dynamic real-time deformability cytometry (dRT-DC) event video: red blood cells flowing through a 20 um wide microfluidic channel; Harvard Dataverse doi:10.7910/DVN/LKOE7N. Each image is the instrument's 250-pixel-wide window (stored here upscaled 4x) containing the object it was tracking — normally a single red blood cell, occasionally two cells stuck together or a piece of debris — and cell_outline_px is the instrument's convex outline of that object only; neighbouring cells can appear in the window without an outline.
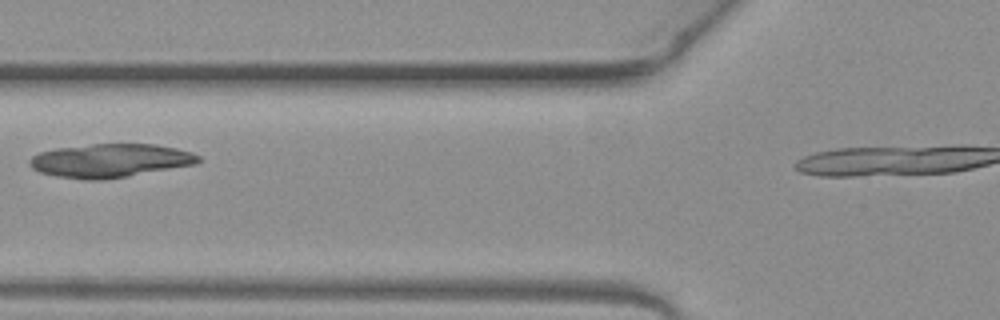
{"species": "common noctule bat (a hibernating species)", "species_latin": "Nyctalus noctula", "temperature_condition": "warm", "stored_images_in_passage": 6, "camera_frame_rate_fps": 3000, "um_per_image_px": 0.085, "animal": {"sex": "female", "body_mass_g": 19.3, "forearm_length_mm": 54.1}, "frame": {"image": 1, "passage_image": 3, "time_ms": 0.667, "image_size_px": [1000, 320], "cell_outline_px": [[200, 160], [196, 164], [128, 176], [100, 180], [84, 180], [56, 176], [40, 172], [32, 168], [28, 164], [28, 160], [32, 156], [40, 152], [56, 148], [92, 144], [156, 144], [176, 148], [192, 152], [200, 156]], "centroid_in_image_um": [9.35, 13.65], "position_along_channel_um": 116.5, "area_um2": 33.06}}
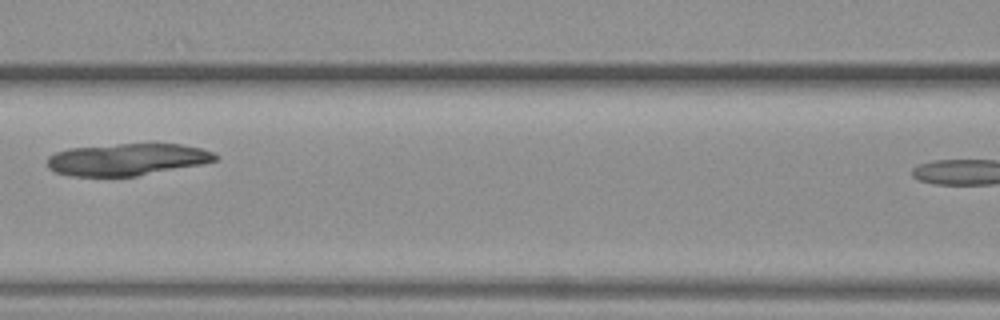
{"frame": {"image": 2, "passage_image": 4, "time_ms": 1.0, "image_size_px": [1000, 320], "cell_outline_px": [[220, 156], [216, 160], [200, 164], [136, 176], [72, 176], [56, 172], [48, 168], [48, 156], [56, 152], [68, 148], [120, 144], [180, 144], [200, 148], [216, 152]], "centroid_in_image_um": [10.81, 13.55], "position_along_channel_um": 155.8, "area_um2": 31.15}}
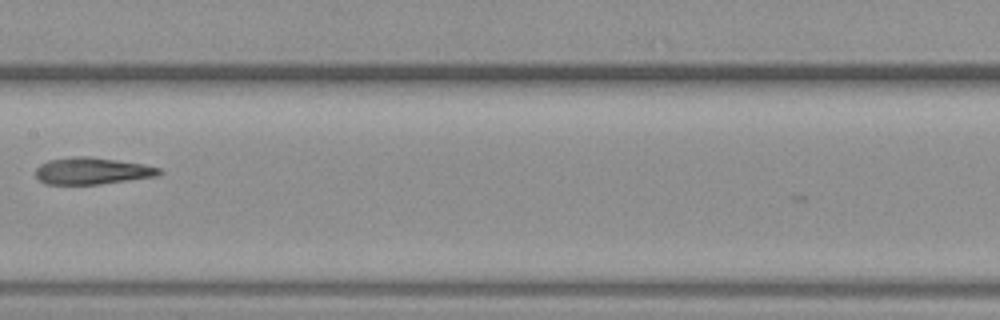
{"frame": {"image": 3, "passage_image": 6, "time_ms": 1.667, "image_size_px": [1000, 320], "cell_outline_px": [[164, 172], [156, 176], [100, 184], [44, 184], [36, 176], [36, 168], [40, 164], [48, 160], [72, 156], [88, 156], [116, 160], [140, 164], [160, 168]], "centroid_in_image_um": [7.79, 14.52], "position_along_channel_um": 199.6, "area_um2": 19.19}}